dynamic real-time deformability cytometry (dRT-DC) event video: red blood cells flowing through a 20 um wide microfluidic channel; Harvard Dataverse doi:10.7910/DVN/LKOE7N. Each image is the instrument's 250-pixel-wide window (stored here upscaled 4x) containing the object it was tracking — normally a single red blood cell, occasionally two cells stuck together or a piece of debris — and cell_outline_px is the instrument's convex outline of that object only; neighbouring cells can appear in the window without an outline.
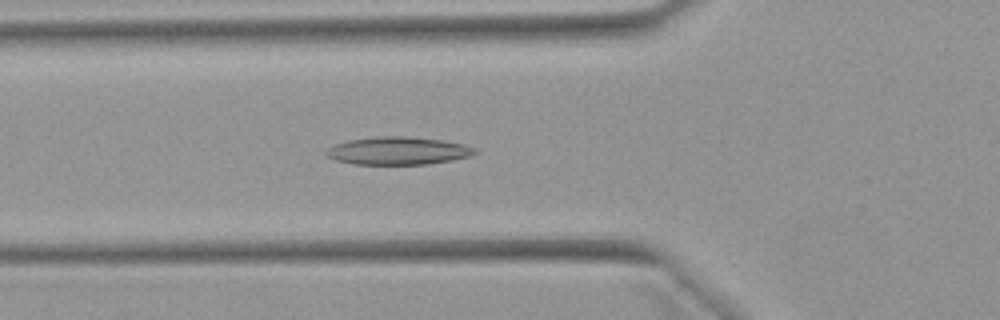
{"species": "Egyptian fruit bat (a non-hibernating species)", "species_latin": "Rousettus aegyptiacus", "temperature_condition": "warm", "stored_images_in_passage": 30, "camera_frame_rate_fps": 3000, "um_per_image_px": 0.085, "animal": {"sex": "female"}, "frame": {"image": 1, "passage_image": 9, "time_ms": 2.667, "image_size_px": [1000, 320], "cell_outline_px": [[476, 152], [468, 156], [452, 160], [428, 164], [352, 164], [336, 160], [324, 156], [324, 152], [328, 148], [336, 144], [348, 140], [376, 136], [404, 136], [444, 140], [464, 144], [476, 148]], "centroid_in_image_um": [33.8, 12.81], "position_along_channel_um": 92.0, "area_um2": 24.16}}
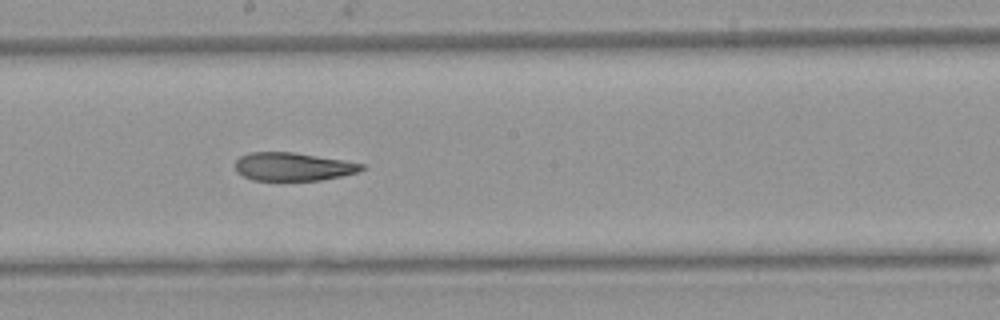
{"frame": {"image": 2, "passage_image": 19, "time_ms": 6.0, "image_size_px": [1000, 320], "cell_outline_px": [[364, 168], [356, 172], [340, 176], [320, 180], [252, 180], [236, 172], [236, 160], [240, 156], [252, 152], [292, 152], [344, 160], [364, 164]], "centroid_in_image_um": [24.88, 14.16], "position_along_channel_um": 223.3, "area_um2": 20.58}}
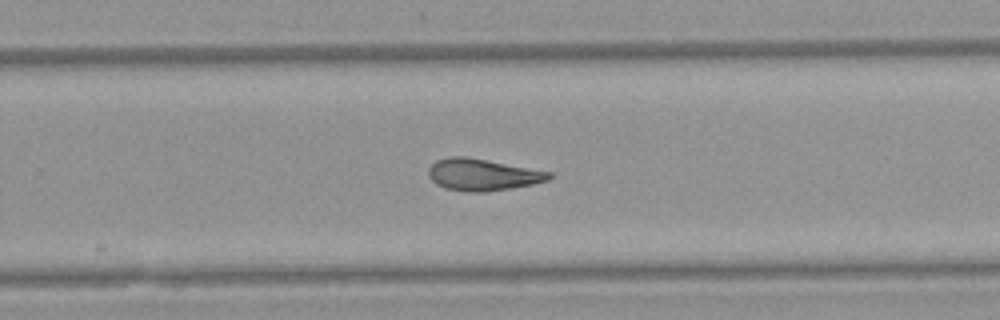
{"frame": {"image": 3, "passage_image": 24, "time_ms": 7.667, "image_size_px": [1000, 320], "cell_outline_px": [[552, 176], [548, 180], [532, 184], [512, 188], [484, 192], [468, 192], [444, 188], [436, 184], [428, 176], [428, 168], [436, 160], [448, 156], [464, 156], [488, 160], [552, 172]], "centroid_in_image_um": [40.99, 14.84], "position_along_channel_um": 288.8, "area_um2": 22.43}, "authors_computed_cell_mechanics": {"area_um2": 22.5131, "velocity_mm_per_s": 3.9351, "shape_relaxation_time_tau1_ms": null, "shape_relaxation_time_tau2_ms": 3.397, "deformation_change_tau1": null, "deformation_change_tau2": 0.1074}}